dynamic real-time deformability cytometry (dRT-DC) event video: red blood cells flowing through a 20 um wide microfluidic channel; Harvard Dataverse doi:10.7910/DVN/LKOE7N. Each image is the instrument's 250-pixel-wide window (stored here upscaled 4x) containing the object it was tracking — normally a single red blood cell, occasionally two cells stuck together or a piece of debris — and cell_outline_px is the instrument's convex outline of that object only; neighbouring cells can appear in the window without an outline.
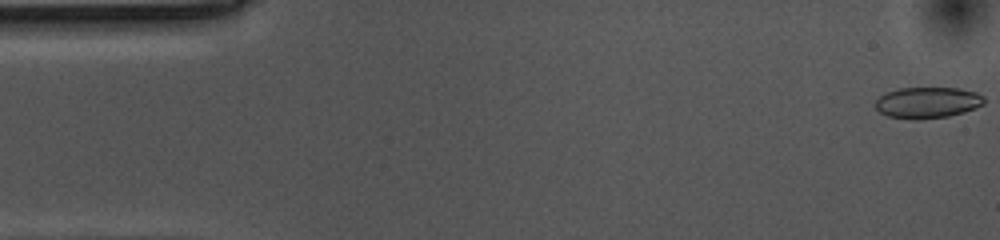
{"species": "common noctule bat (a hibernating species)", "species_latin": "Nyctalus noctula", "temperature_condition": "cold", "stored_images_in_passage": 48, "camera_frame_rate_fps": 3000, "um_per_image_px": 0.085, "animal": {"sex": "female", "body_mass_g": 10.0, "forearm_length_mm": 53.1}, "frame": {"image": 1, "passage_image": 1, "time_ms": 0.0, "image_size_px": [1000, 240], "cell_outline_px": [[984, 104], [976, 108], [964, 112], [948, 116], [916, 120], [888, 116], [880, 112], [876, 108], [876, 100], [880, 96], [888, 92], [900, 88], [956, 88], [976, 92], [984, 96]], "centroid_in_image_um": [78.86, 8.72], "position_along_channel_um": 6.1, "area_um2": 19.65}}
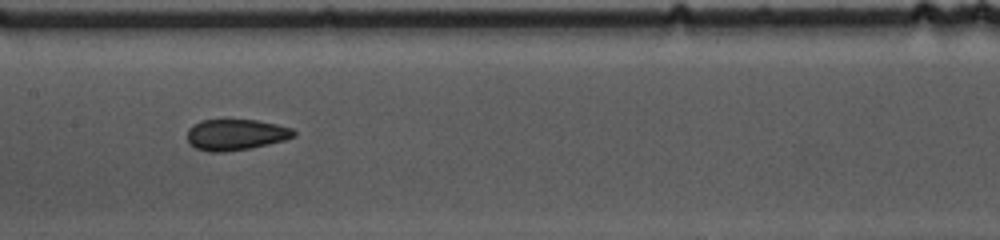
{"frame": {"image": 2, "passage_image": 26, "time_ms": 8.333, "image_size_px": [1000, 240], "cell_outline_px": [[296, 136], [284, 140], [252, 148], [224, 152], [208, 152], [196, 148], [188, 144], [188, 128], [192, 124], [200, 120], [256, 120], [276, 124], [292, 128], [296, 132]], "centroid_in_image_um": [20.02, 11.45], "position_along_channel_um": 187.4, "area_um2": 19.42}}
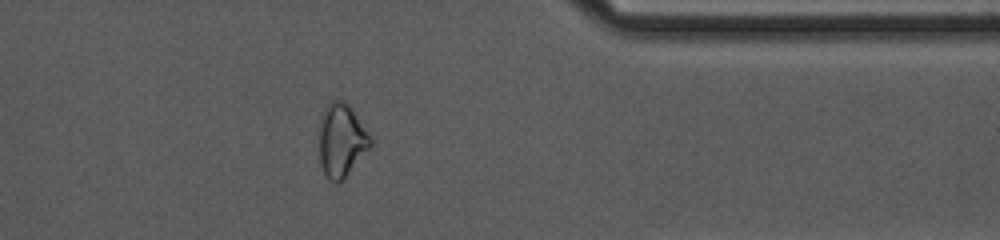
{"frame": {"image": 3, "passage_image": 44, "time_ms": 14.333, "image_size_px": [1000, 240], "cell_outline_px": [[372, 144], [344, 180], [336, 184], [324, 172], [320, 164], [320, 116], [324, 108], [332, 100], [344, 100], [352, 108], [372, 136]], "centroid_in_image_um": [29.04, 11.91], "position_along_channel_um": 382.4, "area_um2": 22.02}}